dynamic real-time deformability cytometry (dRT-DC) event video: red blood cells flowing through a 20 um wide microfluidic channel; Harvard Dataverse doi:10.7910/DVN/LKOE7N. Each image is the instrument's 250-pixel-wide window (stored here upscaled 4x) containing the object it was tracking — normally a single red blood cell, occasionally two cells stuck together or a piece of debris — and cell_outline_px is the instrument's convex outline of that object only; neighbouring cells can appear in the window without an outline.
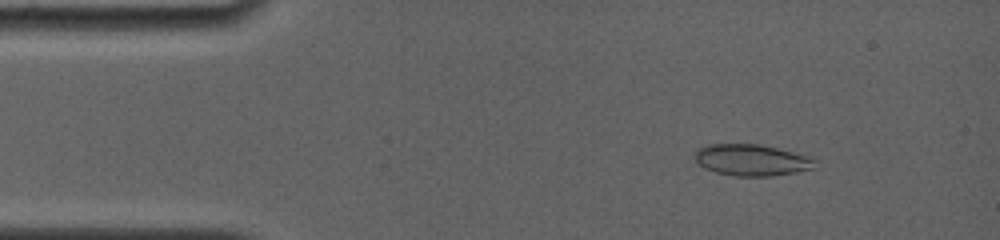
{"species": "common noctule bat (a hibernating species)", "species_latin": "Nyctalus noctula", "temperature_condition": "room temperature", "stored_images_in_passage": 11, "camera_frame_rate_fps": 4000, "um_per_image_px": 0.085, "animal": {"sex": "female", "body_mass_g": 19.0, "forearm_length_mm": 56.7}, "frame": {"image": 1, "passage_image": 5, "time_ms": 1.75, "image_size_px": [1000, 240], "cell_outline_px": [[816, 168], [796, 172], [772, 176], [736, 176], [716, 172], [704, 168], [696, 164], [692, 156], [696, 148], [704, 144], [760, 144], [776, 148], [804, 156], [816, 160]], "centroid_in_image_um": [63.78, 13.6], "position_along_channel_um": 21.2, "area_um2": 22.2}}